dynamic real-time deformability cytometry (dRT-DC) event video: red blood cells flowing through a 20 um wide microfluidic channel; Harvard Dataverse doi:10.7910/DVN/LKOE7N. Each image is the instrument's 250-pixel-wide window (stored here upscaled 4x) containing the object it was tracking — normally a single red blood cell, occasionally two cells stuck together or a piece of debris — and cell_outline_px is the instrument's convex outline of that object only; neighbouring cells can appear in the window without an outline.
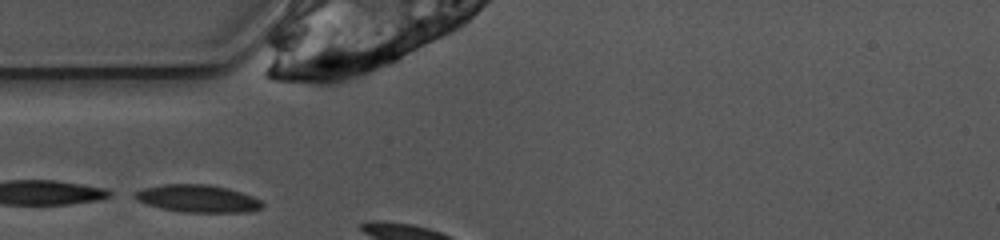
{"species": "common noctule bat (a hibernating species)", "species_latin": "Nyctalus noctula", "temperature_condition": "warm", "stored_images_in_passage": 3, "camera_frame_rate_fps": 3000, "um_per_image_px": 0.085, "animal": {"sex": "female", "body_mass_g": 10.0, "forearm_length_mm": 53.1}, "frame": {"image": 1, "passage_image": 1, "time_ms": 0.0, "image_size_px": [1000, 240], "cell_outline_px": [[264, 204], [260, 208], [248, 212], [184, 212], [160, 208], [136, 200], [136, 192], [144, 188], [164, 184], [208, 184], [228, 188], [252, 196], [260, 200]], "centroid_in_image_um": [16.83, 16.88], "position_along_channel_um": 68.2, "area_um2": 20.17}}